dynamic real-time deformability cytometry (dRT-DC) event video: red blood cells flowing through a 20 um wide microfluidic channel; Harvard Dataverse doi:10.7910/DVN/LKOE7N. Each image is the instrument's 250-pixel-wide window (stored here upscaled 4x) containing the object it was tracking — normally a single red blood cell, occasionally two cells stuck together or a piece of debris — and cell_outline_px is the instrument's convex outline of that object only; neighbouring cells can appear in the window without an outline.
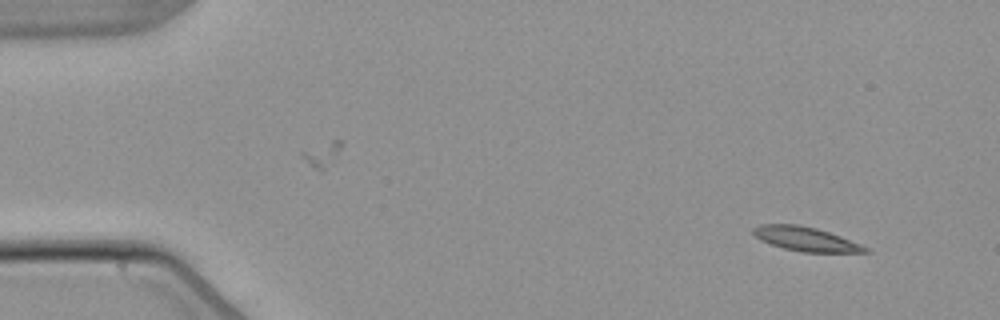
{"species": "common noctule bat (a hibernating species)", "species_latin": "Nyctalus noctula", "temperature_condition": "warm", "stored_images_in_passage": 4, "segment_of_instrument_passage": [2, 2], "camera_frame_rate_fps": 3000, "um_per_image_px": 0.085, "animal": {"sex": "male", "body_mass_g": 21.5, "forearm_length_mm": 52.0}, "frame": {"image": 1, "passage_image": 4, "time_ms": 4.667, "image_size_px": [1000, 320], "cell_outline_px": [[872, 252], [800, 252], [784, 248], [760, 240], [752, 232], [752, 228], [760, 224], [800, 224], [816, 228], [840, 236], [860, 244], [868, 248]], "centroid_in_image_um": [68.47, 20.31], "position_along_channel_um": 16.5, "area_um2": 15.66}}